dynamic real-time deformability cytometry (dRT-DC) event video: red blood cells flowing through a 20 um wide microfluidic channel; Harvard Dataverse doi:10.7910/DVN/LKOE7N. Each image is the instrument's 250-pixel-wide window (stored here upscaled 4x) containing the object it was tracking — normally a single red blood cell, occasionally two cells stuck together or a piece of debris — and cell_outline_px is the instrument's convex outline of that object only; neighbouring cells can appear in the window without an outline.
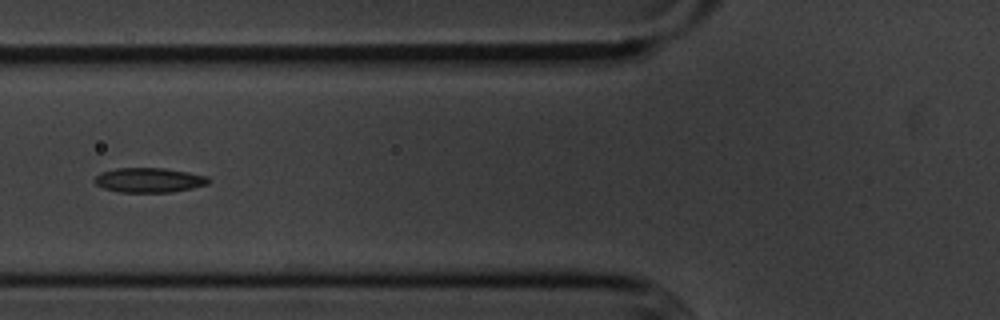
{"species": "common noctule bat (a hibernating species)", "species_latin": "Nyctalus noctula", "temperature_condition": "cold", "stored_images_in_passage": 7, "camera_frame_rate_fps": 3000, "um_per_image_px": 0.085, "animal": {"sex": "male", "body_mass_g": 20.1, "forearm_length_mm": 53.5}, "frame": {"image": 1, "passage_image": 6, "time_ms": 6.0, "image_size_px": [1000, 320], "cell_outline_px": [[212, 180], [208, 184], [192, 188], [172, 192], [120, 192], [104, 188], [96, 184], [92, 180], [100, 172], [116, 168], [164, 168], [188, 172], [208, 176]], "centroid_in_image_um": [12.68, 15.3], "position_along_channel_um": 113.1, "area_um2": 16.47}}
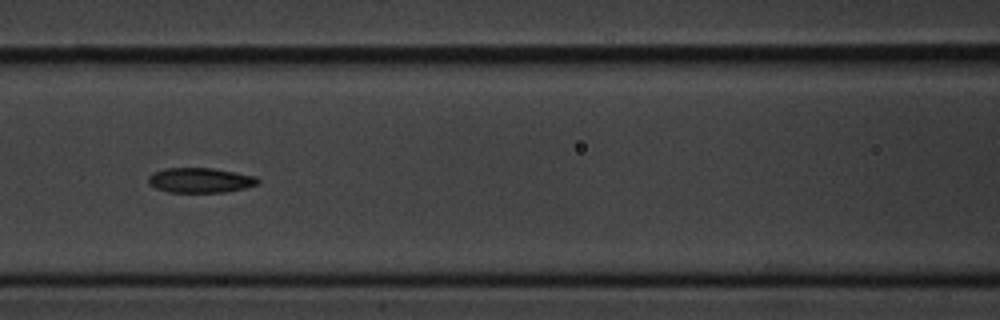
{"frame": {"image": 2, "passage_image": 7, "time_ms": 7.0, "image_size_px": [1000, 320], "cell_outline_px": [[260, 184], [244, 188], [224, 192], [168, 192], [156, 188], [148, 184], [148, 176], [152, 172], [164, 168], [212, 168], [256, 176], [260, 180]], "centroid_in_image_um": [17.0, 15.32], "position_along_channel_um": 149.6, "area_um2": 16.01}}